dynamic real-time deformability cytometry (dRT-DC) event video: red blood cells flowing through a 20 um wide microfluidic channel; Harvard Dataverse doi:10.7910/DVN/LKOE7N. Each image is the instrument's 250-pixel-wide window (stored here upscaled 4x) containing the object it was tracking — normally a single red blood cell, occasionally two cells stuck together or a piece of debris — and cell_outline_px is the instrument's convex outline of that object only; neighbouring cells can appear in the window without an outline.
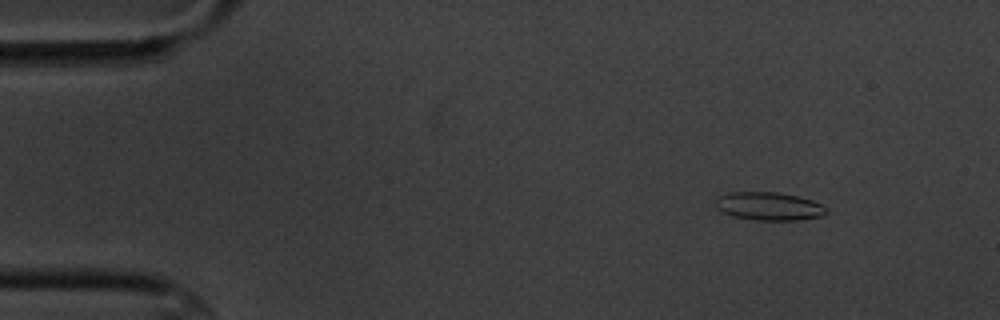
{"species": "common noctule bat (a hibernating species)", "species_latin": "Nyctalus noctula", "temperature_condition": "cold", "stored_images_in_passage": 6, "camera_frame_rate_fps": 3000, "um_per_image_px": 0.085, "animal": {"sex": "male", "body_mass_g": 20.1, "forearm_length_mm": 53.5}, "frame": {"image": 1, "passage_image": 2, "time_ms": 1.667, "image_size_px": [1000, 320], "cell_outline_px": [[828, 212], [824, 216], [796, 220], [756, 220], [732, 216], [720, 212], [716, 208], [716, 196], [728, 192], [780, 192], [812, 200], [828, 208]], "centroid_in_image_um": [65.34, 17.53], "position_along_channel_um": 19.7, "area_um2": 18.44}}
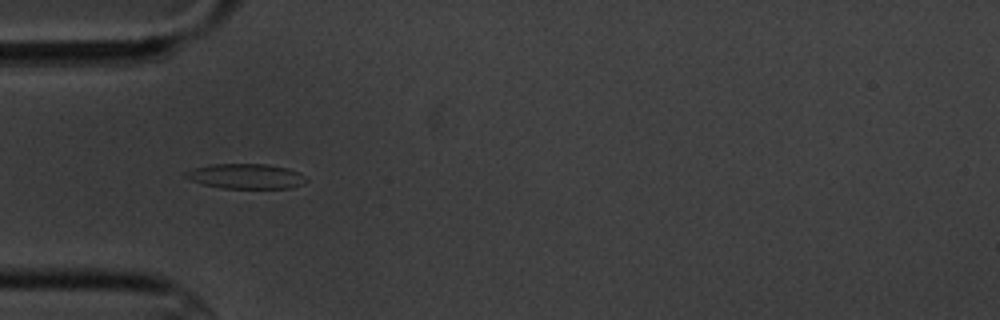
{"frame": {"image": 2, "passage_image": 5, "time_ms": 5.333, "image_size_px": [1000, 320], "cell_outline_px": [[308, 180], [300, 184], [288, 188], [224, 188], [204, 184], [192, 180], [184, 176], [184, 172], [192, 168], [208, 164], [268, 164], [288, 168], [300, 172]], "centroid_in_image_um": [20.89, 14.96], "position_along_channel_um": 64.1, "area_um2": 17.51}}